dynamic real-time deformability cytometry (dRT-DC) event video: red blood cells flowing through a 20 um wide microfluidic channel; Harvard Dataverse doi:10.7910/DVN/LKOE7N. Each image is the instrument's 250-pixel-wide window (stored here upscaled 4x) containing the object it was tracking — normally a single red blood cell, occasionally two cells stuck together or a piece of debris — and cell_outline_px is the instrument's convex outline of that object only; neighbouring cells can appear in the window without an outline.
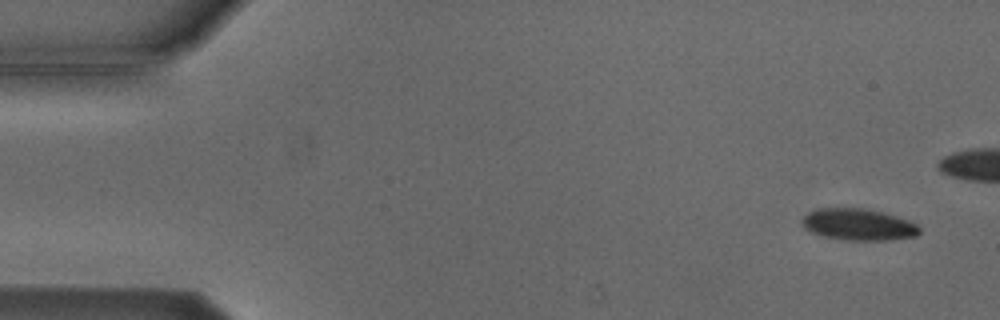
{"species": "Egyptian fruit bat (a non-hibernating species)", "species_latin": "Rousettus aegyptiacus", "temperature_condition": "cold", "stored_images_in_passage": 8, "camera_frame_rate_fps": 3000, "um_per_image_px": 0.085, "animal": {"sex": "male"}, "frame": {"image": 1, "passage_image": 1, "time_ms": 0.0, "image_size_px": [1000, 320], "cell_outline_px": [[920, 232], [916, 236], [888, 240], [848, 240], [824, 236], [812, 232], [804, 228], [800, 220], [808, 212], [816, 208], [864, 208], [884, 212], [908, 220], [916, 224], [920, 228]], "centroid_in_image_um": [72.95, 19.07], "position_along_channel_um": 12.0, "area_um2": 21.68}}
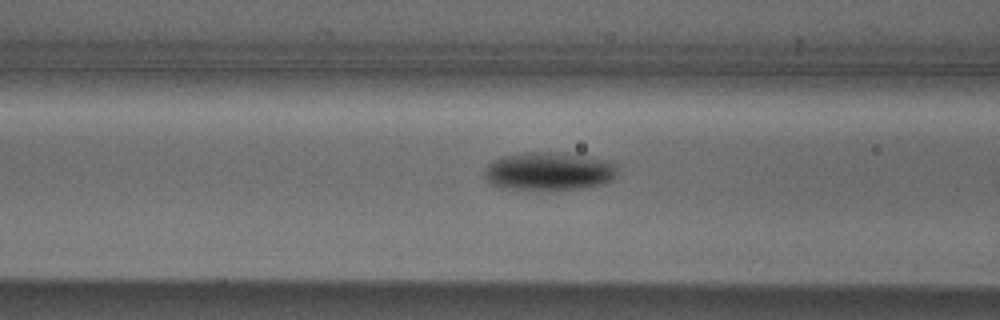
{"frame": {"image": 2, "passage_image": 7, "time_ms": 8.0, "image_size_px": [1000, 320], "cell_outline_px": [[616, 176], [612, 180], [604, 184], [576, 188], [500, 188], [492, 184], [484, 176], [484, 172], [488, 164], [492, 160], [500, 156], [524, 152], [560, 152], [600, 160], [616, 164]], "centroid_in_image_um": [46.6, 14.53], "position_along_channel_um": 120.0, "area_um2": 28.96}}
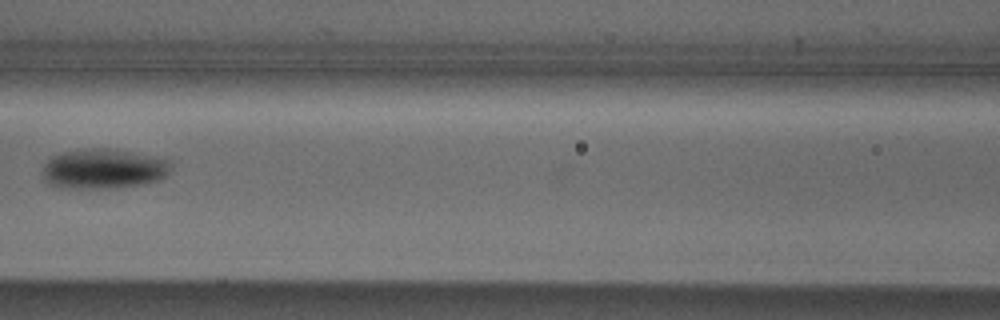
{"frame": {"image": 3, "passage_image": 8, "time_ms": 9.0, "image_size_px": [1000, 320], "cell_outline_px": [[172, 168], [168, 176], [160, 180], [148, 184], [116, 188], [60, 188], [48, 184], [44, 180], [44, 164], [52, 156], [64, 152], [92, 148], [104, 148], [152, 156], [168, 160], [172, 164]], "centroid_in_image_um": [8.84, 14.38], "position_along_channel_um": 157.8, "area_um2": 30.06}}